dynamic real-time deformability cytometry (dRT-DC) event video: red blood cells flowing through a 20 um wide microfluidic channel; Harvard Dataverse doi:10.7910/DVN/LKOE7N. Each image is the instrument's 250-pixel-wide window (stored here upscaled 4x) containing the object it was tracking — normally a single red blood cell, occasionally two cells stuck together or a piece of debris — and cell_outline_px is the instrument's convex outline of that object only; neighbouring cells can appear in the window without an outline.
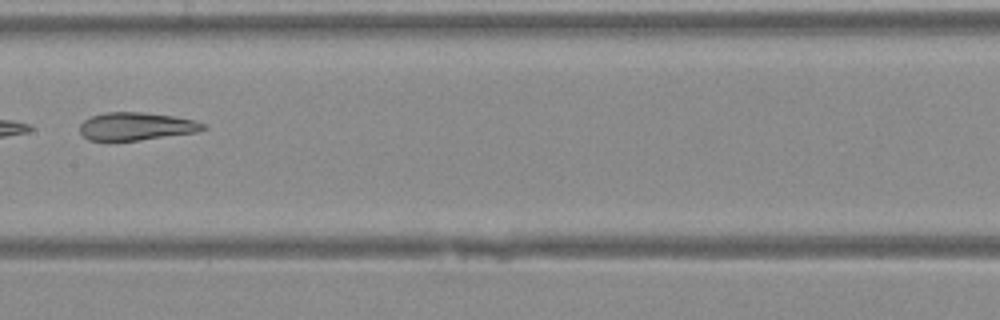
{"species": "Egyptian fruit bat (a non-hibernating species)", "species_latin": "Rousettus aegyptiacus", "temperature_condition": "warm", "stored_images_in_passage": 14, "camera_frame_rate_fps": 3000, "um_per_image_px": 0.085, "animal": {"sex": "female"}, "frame": {"image": 1, "passage_image": 10, "time_ms": 3.0, "image_size_px": [1000, 320], "cell_outline_px": [[208, 128], [196, 132], [140, 140], [88, 140], [80, 132], [80, 124], [84, 120], [92, 116], [104, 112], [140, 112], [172, 116], [196, 120], [208, 124]], "centroid_in_image_um": [11.62, 10.73], "position_along_channel_um": 195.8, "area_um2": 20.0}}